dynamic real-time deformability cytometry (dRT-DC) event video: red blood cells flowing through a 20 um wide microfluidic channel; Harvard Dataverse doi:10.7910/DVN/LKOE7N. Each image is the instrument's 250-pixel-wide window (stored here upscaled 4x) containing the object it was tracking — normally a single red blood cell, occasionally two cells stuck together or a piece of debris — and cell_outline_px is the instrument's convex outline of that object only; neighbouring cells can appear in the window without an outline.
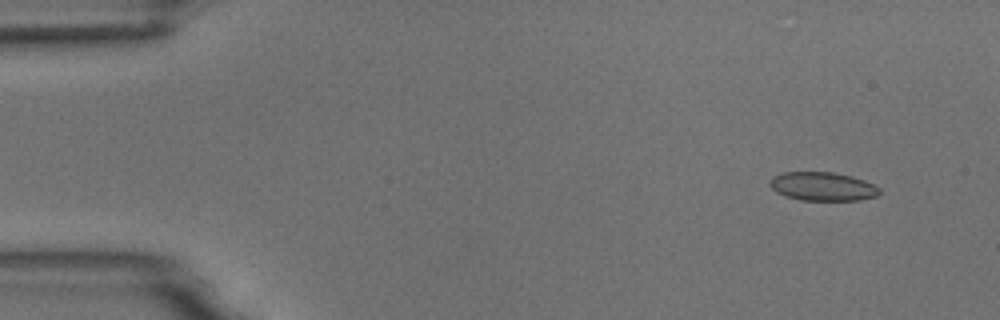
{"species": "common noctule bat (a hibernating species)", "species_latin": "Nyctalus noctula", "temperature_condition": "room temperature", "stored_images_in_passage": 5, "camera_frame_rate_fps": 3000, "um_per_image_px": 0.085, "animal": {"sex": "male", "body_mass_g": 18.8}, "frame": {"image": 1, "passage_image": 2, "time_ms": 1.0, "image_size_px": [1000, 320], "cell_outline_px": [[880, 192], [876, 196], [860, 200], [800, 200], [784, 196], [776, 192], [768, 184], [772, 176], [784, 172], [832, 172], [852, 176], [864, 180], [880, 188]], "centroid_in_image_um": [69.89, 15.85], "position_along_channel_um": 15.1, "area_um2": 18.38}}